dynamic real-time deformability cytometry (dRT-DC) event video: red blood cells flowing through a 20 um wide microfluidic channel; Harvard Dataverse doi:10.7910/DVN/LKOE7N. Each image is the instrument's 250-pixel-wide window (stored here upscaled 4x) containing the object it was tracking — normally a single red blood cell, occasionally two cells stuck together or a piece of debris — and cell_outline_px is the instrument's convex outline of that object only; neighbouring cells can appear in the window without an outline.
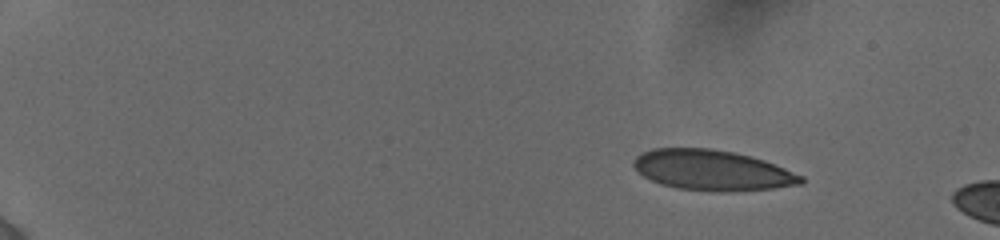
{"species": "human", "species_latin": "Homo sapiens", "temperature_condition": "cold", "stored_images_in_passage": 12, "camera_frame_rate_fps": 3000, "um_per_image_px": 0.085, "donor": {"sex": "female"}, "frame": {"image": 1, "passage_image": 1, "time_ms": 0.0, "image_size_px": [1000, 240], "cell_outline_px": [[804, 180], [800, 184], [772, 188], [732, 192], [720, 192], [680, 188], [660, 184], [644, 176], [632, 164], [632, 160], [636, 156], [652, 148], [712, 148], [752, 156], [764, 160], [804, 176]], "centroid_in_image_um": [60.54, 14.46], "position_along_channel_um": 24.5, "area_um2": 39.3}}